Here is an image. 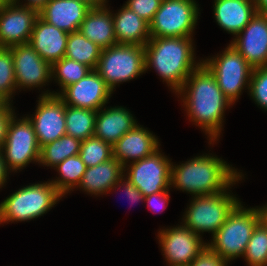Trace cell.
I'll use <instances>...</instances> for the list:
<instances>
[{
	"mask_svg": "<svg viewBox=\"0 0 267 266\" xmlns=\"http://www.w3.org/2000/svg\"><path fill=\"white\" fill-rule=\"evenodd\" d=\"M191 37H151L145 47V70L153 67L177 93L202 62L195 63Z\"/></svg>",
	"mask_w": 267,
	"mask_h": 266,
	"instance_id": "3957f363",
	"label": "cell"
},
{
	"mask_svg": "<svg viewBox=\"0 0 267 266\" xmlns=\"http://www.w3.org/2000/svg\"><path fill=\"white\" fill-rule=\"evenodd\" d=\"M198 14L195 0H162L150 23V36L192 37Z\"/></svg>",
	"mask_w": 267,
	"mask_h": 266,
	"instance_id": "30bf717a",
	"label": "cell"
},
{
	"mask_svg": "<svg viewBox=\"0 0 267 266\" xmlns=\"http://www.w3.org/2000/svg\"><path fill=\"white\" fill-rule=\"evenodd\" d=\"M127 166L124 167V173L126 170L128 171L125 178L144 196L169 190L171 187L172 163L160 153L159 149L148 157L130 162V165Z\"/></svg>",
	"mask_w": 267,
	"mask_h": 266,
	"instance_id": "8fae6325",
	"label": "cell"
},
{
	"mask_svg": "<svg viewBox=\"0 0 267 266\" xmlns=\"http://www.w3.org/2000/svg\"><path fill=\"white\" fill-rule=\"evenodd\" d=\"M112 92L104 79L91 70L84 78L64 88L61 94L53 95H57L65 105L98 111L107 104Z\"/></svg>",
	"mask_w": 267,
	"mask_h": 266,
	"instance_id": "5bb4252c",
	"label": "cell"
},
{
	"mask_svg": "<svg viewBox=\"0 0 267 266\" xmlns=\"http://www.w3.org/2000/svg\"><path fill=\"white\" fill-rule=\"evenodd\" d=\"M202 63L215 76L224 96L233 104L241 95L243 88L249 89L253 68L232 46L216 57L203 60Z\"/></svg>",
	"mask_w": 267,
	"mask_h": 266,
	"instance_id": "ba28073f",
	"label": "cell"
},
{
	"mask_svg": "<svg viewBox=\"0 0 267 266\" xmlns=\"http://www.w3.org/2000/svg\"><path fill=\"white\" fill-rule=\"evenodd\" d=\"M19 4L18 1L0 7V47L9 48L30 41L38 12Z\"/></svg>",
	"mask_w": 267,
	"mask_h": 266,
	"instance_id": "9a60e30c",
	"label": "cell"
},
{
	"mask_svg": "<svg viewBox=\"0 0 267 266\" xmlns=\"http://www.w3.org/2000/svg\"><path fill=\"white\" fill-rule=\"evenodd\" d=\"M79 156L87 167H93L113 158L112 145L92 136L81 141Z\"/></svg>",
	"mask_w": 267,
	"mask_h": 266,
	"instance_id": "1f68e13d",
	"label": "cell"
},
{
	"mask_svg": "<svg viewBox=\"0 0 267 266\" xmlns=\"http://www.w3.org/2000/svg\"><path fill=\"white\" fill-rule=\"evenodd\" d=\"M6 102L0 97V108L5 104Z\"/></svg>",
	"mask_w": 267,
	"mask_h": 266,
	"instance_id": "bcb514c9",
	"label": "cell"
},
{
	"mask_svg": "<svg viewBox=\"0 0 267 266\" xmlns=\"http://www.w3.org/2000/svg\"><path fill=\"white\" fill-rule=\"evenodd\" d=\"M27 1L28 2L25 3L23 6H27L39 12L49 0H27ZM16 2H18V0H16Z\"/></svg>",
	"mask_w": 267,
	"mask_h": 266,
	"instance_id": "60d3db41",
	"label": "cell"
},
{
	"mask_svg": "<svg viewBox=\"0 0 267 266\" xmlns=\"http://www.w3.org/2000/svg\"><path fill=\"white\" fill-rule=\"evenodd\" d=\"M88 4L90 7H103L106 6L107 0H81Z\"/></svg>",
	"mask_w": 267,
	"mask_h": 266,
	"instance_id": "7bdbcfd3",
	"label": "cell"
},
{
	"mask_svg": "<svg viewBox=\"0 0 267 266\" xmlns=\"http://www.w3.org/2000/svg\"><path fill=\"white\" fill-rule=\"evenodd\" d=\"M97 111L65 105L66 134L80 141L94 136Z\"/></svg>",
	"mask_w": 267,
	"mask_h": 266,
	"instance_id": "4316f807",
	"label": "cell"
},
{
	"mask_svg": "<svg viewBox=\"0 0 267 266\" xmlns=\"http://www.w3.org/2000/svg\"><path fill=\"white\" fill-rule=\"evenodd\" d=\"M95 71L111 89L138 77L145 70V47L135 44H116L102 49Z\"/></svg>",
	"mask_w": 267,
	"mask_h": 266,
	"instance_id": "8992f818",
	"label": "cell"
},
{
	"mask_svg": "<svg viewBox=\"0 0 267 266\" xmlns=\"http://www.w3.org/2000/svg\"><path fill=\"white\" fill-rule=\"evenodd\" d=\"M16 0H0V7L15 3Z\"/></svg>",
	"mask_w": 267,
	"mask_h": 266,
	"instance_id": "f6af8a7d",
	"label": "cell"
},
{
	"mask_svg": "<svg viewBox=\"0 0 267 266\" xmlns=\"http://www.w3.org/2000/svg\"><path fill=\"white\" fill-rule=\"evenodd\" d=\"M117 187H124L125 194L130 202H138V201H144V195L141 193V191L134 186L132 183H130L126 178L124 177L119 180L110 190H116ZM123 191V190H122Z\"/></svg>",
	"mask_w": 267,
	"mask_h": 266,
	"instance_id": "8d00e7d4",
	"label": "cell"
},
{
	"mask_svg": "<svg viewBox=\"0 0 267 266\" xmlns=\"http://www.w3.org/2000/svg\"><path fill=\"white\" fill-rule=\"evenodd\" d=\"M62 197L51 182L23 187L0 203V224L38 218L54 207Z\"/></svg>",
	"mask_w": 267,
	"mask_h": 266,
	"instance_id": "5b68a950",
	"label": "cell"
},
{
	"mask_svg": "<svg viewBox=\"0 0 267 266\" xmlns=\"http://www.w3.org/2000/svg\"><path fill=\"white\" fill-rule=\"evenodd\" d=\"M68 36L69 33L48 24L38 16L34 22L29 45L53 65L65 57Z\"/></svg>",
	"mask_w": 267,
	"mask_h": 266,
	"instance_id": "ffe728a7",
	"label": "cell"
},
{
	"mask_svg": "<svg viewBox=\"0 0 267 266\" xmlns=\"http://www.w3.org/2000/svg\"><path fill=\"white\" fill-rule=\"evenodd\" d=\"M262 219L267 223V205L261 207Z\"/></svg>",
	"mask_w": 267,
	"mask_h": 266,
	"instance_id": "ee69618b",
	"label": "cell"
},
{
	"mask_svg": "<svg viewBox=\"0 0 267 266\" xmlns=\"http://www.w3.org/2000/svg\"><path fill=\"white\" fill-rule=\"evenodd\" d=\"M92 69L83 63L63 57L52 65V78L59 83L61 90L84 78Z\"/></svg>",
	"mask_w": 267,
	"mask_h": 266,
	"instance_id": "4dcf8cb0",
	"label": "cell"
},
{
	"mask_svg": "<svg viewBox=\"0 0 267 266\" xmlns=\"http://www.w3.org/2000/svg\"><path fill=\"white\" fill-rule=\"evenodd\" d=\"M213 7L218 25L236 36L256 14L254 0H214Z\"/></svg>",
	"mask_w": 267,
	"mask_h": 266,
	"instance_id": "7402d4cb",
	"label": "cell"
},
{
	"mask_svg": "<svg viewBox=\"0 0 267 266\" xmlns=\"http://www.w3.org/2000/svg\"><path fill=\"white\" fill-rule=\"evenodd\" d=\"M252 68L267 66V14L256 12L230 43Z\"/></svg>",
	"mask_w": 267,
	"mask_h": 266,
	"instance_id": "e0dca14e",
	"label": "cell"
},
{
	"mask_svg": "<svg viewBox=\"0 0 267 266\" xmlns=\"http://www.w3.org/2000/svg\"><path fill=\"white\" fill-rule=\"evenodd\" d=\"M101 48L85 37L79 30L69 33L65 57L96 69Z\"/></svg>",
	"mask_w": 267,
	"mask_h": 266,
	"instance_id": "484cf974",
	"label": "cell"
},
{
	"mask_svg": "<svg viewBox=\"0 0 267 266\" xmlns=\"http://www.w3.org/2000/svg\"><path fill=\"white\" fill-rule=\"evenodd\" d=\"M187 89V90H186ZM182 95L188 117L209 135L210 144L222 129L224 111L232 103L224 96L215 76L202 63L177 92Z\"/></svg>",
	"mask_w": 267,
	"mask_h": 266,
	"instance_id": "6da1fadb",
	"label": "cell"
},
{
	"mask_svg": "<svg viewBox=\"0 0 267 266\" xmlns=\"http://www.w3.org/2000/svg\"><path fill=\"white\" fill-rule=\"evenodd\" d=\"M228 261L214 253L208 246L204 248L189 266H227Z\"/></svg>",
	"mask_w": 267,
	"mask_h": 266,
	"instance_id": "d590c367",
	"label": "cell"
},
{
	"mask_svg": "<svg viewBox=\"0 0 267 266\" xmlns=\"http://www.w3.org/2000/svg\"><path fill=\"white\" fill-rule=\"evenodd\" d=\"M243 257L249 266H267V223L263 219L254 228Z\"/></svg>",
	"mask_w": 267,
	"mask_h": 266,
	"instance_id": "f546056e",
	"label": "cell"
},
{
	"mask_svg": "<svg viewBox=\"0 0 267 266\" xmlns=\"http://www.w3.org/2000/svg\"><path fill=\"white\" fill-rule=\"evenodd\" d=\"M13 55L17 88L42 87L52 78V65L44 60L30 45L9 47Z\"/></svg>",
	"mask_w": 267,
	"mask_h": 266,
	"instance_id": "2e32d148",
	"label": "cell"
},
{
	"mask_svg": "<svg viewBox=\"0 0 267 266\" xmlns=\"http://www.w3.org/2000/svg\"><path fill=\"white\" fill-rule=\"evenodd\" d=\"M14 110L11 107V104L5 103L0 108V149L4 144L6 134H7V127L10 122V118L13 115Z\"/></svg>",
	"mask_w": 267,
	"mask_h": 266,
	"instance_id": "f35d334b",
	"label": "cell"
},
{
	"mask_svg": "<svg viewBox=\"0 0 267 266\" xmlns=\"http://www.w3.org/2000/svg\"><path fill=\"white\" fill-rule=\"evenodd\" d=\"M113 157L122 164L123 167L131 162L139 161L152 155L159 149L157 137L147 128L138 124L126 132L113 146Z\"/></svg>",
	"mask_w": 267,
	"mask_h": 266,
	"instance_id": "d6986e66",
	"label": "cell"
},
{
	"mask_svg": "<svg viewBox=\"0 0 267 266\" xmlns=\"http://www.w3.org/2000/svg\"><path fill=\"white\" fill-rule=\"evenodd\" d=\"M262 220L261 208H244L239 202L207 246L231 261L244 255L254 228Z\"/></svg>",
	"mask_w": 267,
	"mask_h": 266,
	"instance_id": "277c9868",
	"label": "cell"
},
{
	"mask_svg": "<svg viewBox=\"0 0 267 266\" xmlns=\"http://www.w3.org/2000/svg\"><path fill=\"white\" fill-rule=\"evenodd\" d=\"M28 119L34 126L40 148L66 134L65 104L48 90L40 96L34 117Z\"/></svg>",
	"mask_w": 267,
	"mask_h": 266,
	"instance_id": "7c38bea8",
	"label": "cell"
},
{
	"mask_svg": "<svg viewBox=\"0 0 267 266\" xmlns=\"http://www.w3.org/2000/svg\"><path fill=\"white\" fill-rule=\"evenodd\" d=\"M242 174L217 156L202 155L171 166V186L194 196L222 193L238 182Z\"/></svg>",
	"mask_w": 267,
	"mask_h": 266,
	"instance_id": "7a4b0ae2",
	"label": "cell"
},
{
	"mask_svg": "<svg viewBox=\"0 0 267 266\" xmlns=\"http://www.w3.org/2000/svg\"><path fill=\"white\" fill-rule=\"evenodd\" d=\"M161 2L162 0H128L125 5L150 24Z\"/></svg>",
	"mask_w": 267,
	"mask_h": 266,
	"instance_id": "e575fe53",
	"label": "cell"
},
{
	"mask_svg": "<svg viewBox=\"0 0 267 266\" xmlns=\"http://www.w3.org/2000/svg\"><path fill=\"white\" fill-rule=\"evenodd\" d=\"M80 145V140L65 134L41 147L39 163L54 168L66 158L79 154Z\"/></svg>",
	"mask_w": 267,
	"mask_h": 266,
	"instance_id": "83f0119b",
	"label": "cell"
},
{
	"mask_svg": "<svg viewBox=\"0 0 267 266\" xmlns=\"http://www.w3.org/2000/svg\"><path fill=\"white\" fill-rule=\"evenodd\" d=\"M91 8L81 0H49L38 16L48 24L71 33L79 30Z\"/></svg>",
	"mask_w": 267,
	"mask_h": 266,
	"instance_id": "ac0fdd59",
	"label": "cell"
},
{
	"mask_svg": "<svg viewBox=\"0 0 267 266\" xmlns=\"http://www.w3.org/2000/svg\"><path fill=\"white\" fill-rule=\"evenodd\" d=\"M13 114L7 127V134L1 152L7 169L17 171L30 162L40 160V145L34 126L28 117L15 119ZM17 121V122H16Z\"/></svg>",
	"mask_w": 267,
	"mask_h": 266,
	"instance_id": "9c48e42d",
	"label": "cell"
},
{
	"mask_svg": "<svg viewBox=\"0 0 267 266\" xmlns=\"http://www.w3.org/2000/svg\"><path fill=\"white\" fill-rule=\"evenodd\" d=\"M248 90L256 104L267 111V66L253 68Z\"/></svg>",
	"mask_w": 267,
	"mask_h": 266,
	"instance_id": "836d02e7",
	"label": "cell"
},
{
	"mask_svg": "<svg viewBox=\"0 0 267 266\" xmlns=\"http://www.w3.org/2000/svg\"><path fill=\"white\" fill-rule=\"evenodd\" d=\"M79 31L101 49L117 44L112 12L110 13L107 6L91 8Z\"/></svg>",
	"mask_w": 267,
	"mask_h": 266,
	"instance_id": "603a6c76",
	"label": "cell"
},
{
	"mask_svg": "<svg viewBox=\"0 0 267 266\" xmlns=\"http://www.w3.org/2000/svg\"><path fill=\"white\" fill-rule=\"evenodd\" d=\"M123 177L124 167L113 157L104 163L87 167L78 186L89 194L103 195Z\"/></svg>",
	"mask_w": 267,
	"mask_h": 266,
	"instance_id": "d4e9b609",
	"label": "cell"
},
{
	"mask_svg": "<svg viewBox=\"0 0 267 266\" xmlns=\"http://www.w3.org/2000/svg\"><path fill=\"white\" fill-rule=\"evenodd\" d=\"M230 194L226 190L213 195L193 196L184 214L183 225L199 236L200 232H211L214 235L240 202Z\"/></svg>",
	"mask_w": 267,
	"mask_h": 266,
	"instance_id": "52a82bcc",
	"label": "cell"
},
{
	"mask_svg": "<svg viewBox=\"0 0 267 266\" xmlns=\"http://www.w3.org/2000/svg\"><path fill=\"white\" fill-rule=\"evenodd\" d=\"M103 108L96 114L94 136L113 146L126 132L133 129L137 122L129 110L122 106L104 110Z\"/></svg>",
	"mask_w": 267,
	"mask_h": 266,
	"instance_id": "44dd1931",
	"label": "cell"
},
{
	"mask_svg": "<svg viewBox=\"0 0 267 266\" xmlns=\"http://www.w3.org/2000/svg\"><path fill=\"white\" fill-rule=\"evenodd\" d=\"M86 168L87 166L81 160L79 154L68 157L55 166L61 177L50 182L64 196L72 189L78 187Z\"/></svg>",
	"mask_w": 267,
	"mask_h": 266,
	"instance_id": "f1b7e54d",
	"label": "cell"
},
{
	"mask_svg": "<svg viewBox=\"0 0 267 266\" xmlns=\"http://www.w3.org/2000/svg\"><path fill=\"white\" fill-rule=\"evenodd\" d=\"M16 89L17 84L11 49L0 47V97L10 104L11 96Z\"/></svg>",
	"mask_w": 267,
	"mask_h": 266,
	"instance_id": "d6a6232c",
	"label": "cell"
},
{
	"mask_svg": "<svg viewBox=\"0 0 267 266\" xmlns=\"http://www.w3.org/2000/svg\"><path fill=\"white\" fill-rule=\"evenodd\" d=\"M158 237L170 266H189L208 244L183 224L159 231Z\"/></svg>",
	"mask_w": 267,
	"mask_h": 266,
	"instance_id": "4fadbf2b",
	"label": "cell"
},
{
	"mask_svg": "<svg viewBox=\"0 0 267 266\" xmlns=\"http://www.w3.org/2000/svg\"><path fill=\"white\" fill-rule=\"evenodd\" d=\"M256 12L267 14V0H254Z\"/></svg>",
	"mask_w": 267,
	"mask_h": 266,
	"instance_id": "b9f144b4",
	"label": "cell"
},
{
	"mask_svg": "<svg viewBox=\"0 0 267 266\" xmlns=\"http://www.w3.org/2000/svg\"><path fill=\"white\" fill-rule=\"evenodd\" d=\"M112 17L117 44L145 46L150 40V24L126 5Z\"/></svg>",
	"mask_w": 267,
	"mask_h": 266,
	"instance_id": "cb8c5ba5",
	"label": "cell"
},
{
	"mask_svg": "<svg viewBox=\"0 0 267 266\" xmlns=\"http://www.w3.org/2000/svg\"><path fill=\"white\" fill-rule=\"evenodd\" d=\"M144 201L147 202V205H149L150 209L153 210V212L158 210H159L158 212H161L160 208L161 210H163L164 208H166L165 206L169 202V190L145 196Z\"/></svg>",
	"mask_w": 267,
	"mask_h": 266,
	"instance_id": "74e56055",
	"label": "cell"
},
{
	"mask_svg": "<svg viewBox=\"0 0 267 266\" xmlns=\"http://www.w3.org/2000/svg\"><path fill=\"white\" fill-rule=\"evenodd\" d=\"M9 170L6 167V163L4 162V158L0 149V188L3 187V185L6 182L7 175L9 174Z\"/></svg>",
	"mask_w": 267,
	"mask_h": 266,
	"instance_id": "ab89813d",
	"label": "cell"
}]
</instances>
